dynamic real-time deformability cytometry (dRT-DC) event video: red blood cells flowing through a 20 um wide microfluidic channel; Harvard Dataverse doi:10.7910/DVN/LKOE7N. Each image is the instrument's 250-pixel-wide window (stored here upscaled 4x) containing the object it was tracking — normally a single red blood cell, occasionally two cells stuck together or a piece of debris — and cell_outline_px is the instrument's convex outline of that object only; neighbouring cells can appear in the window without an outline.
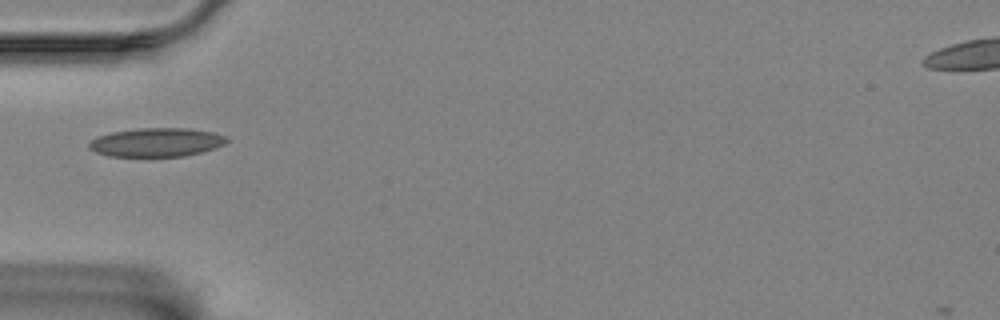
{"species": "Egyptian fruit bat (a non-hibernating species)", "species_latin": "Rousettus aegyptiacus", "temperature_condition": "room temperature", "stored_images_in_passage": 35, "camera_frame_rate_fps": 3000, "um_per_image_px": 0.085, "animal": {"sex": "female"}, "frame": {"image": 1, "passage_image": 1, "time_ms": 0.0, "image_size_px": [1000, 320], "cell_outline_px": [[228, 140], [224, 144], [216, 148], [184, 156], [108, 156], [96, 152], [88, 148], [88, 144], [96, 136], [112, 132], [140, 128], [188, 128], [212, 132], [228, 136]], "centroid_in_image_um": [13.3, 12.09], "position_along_channel_um": 71.7, "area_um2": 23.06}}
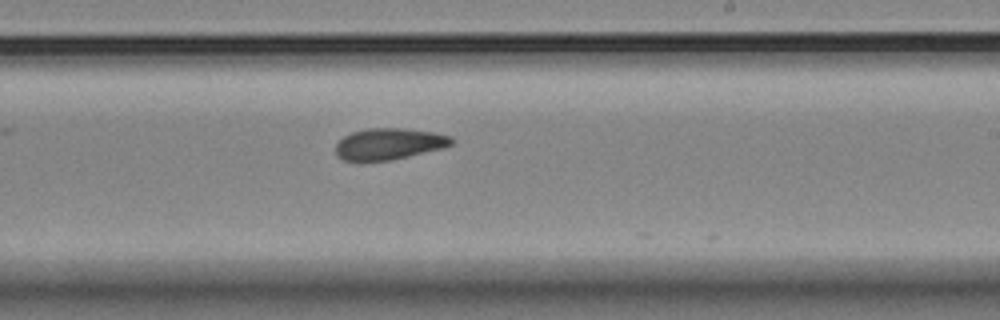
{"frame": {"image": 2, "passage_image": 17, "time_ms": 5.333, "image_size_px": [1000, 320], "cell_outline_px": [[456, 140], [452, 144], [440, 148], [392, 160], [344, 160], [336, 156], [336, 144], [344, 136], [352, 132], [368, 128], [404, 128], [436, 132], [452, 136]], "centroid_in_image_um": [33.09, 12.21], "position_along_channel_um": 255.9, "area_um2": 21.1}}
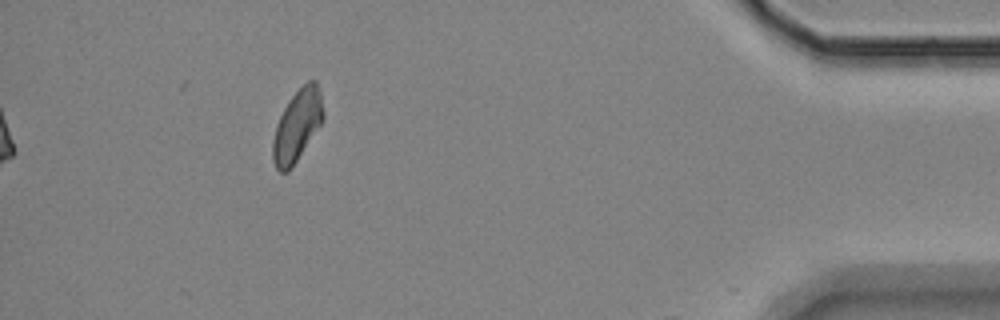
{"frame": {"image": 3, "passage_image": 35, "time_ms": 11.333, "image_size_px": [1000, 320], "cell_outline_px": [[324, 116], [320, 124], [288, 172], [280, 172], [276, 168], [272, 160], [272, 140], [276, 124], [288, 100], [308, 80], [316, 80], [320, 92], [324, 112]], "centroid_in_image_um": [25.23, 10.66], "position_along_channel_um": 410.0, "area_um2": 20.69}}